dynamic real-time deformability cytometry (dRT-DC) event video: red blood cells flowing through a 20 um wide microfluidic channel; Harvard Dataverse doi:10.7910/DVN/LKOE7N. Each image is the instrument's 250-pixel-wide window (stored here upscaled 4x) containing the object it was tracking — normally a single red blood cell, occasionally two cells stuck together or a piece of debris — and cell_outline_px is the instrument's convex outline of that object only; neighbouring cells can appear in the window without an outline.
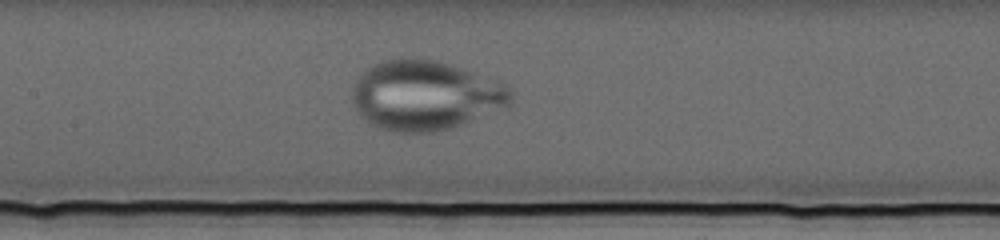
{"species": "human", "species_latin": "Homo sapiens", "temperature_condition": "cold", "stored_images_in_passage": 70, "camera_frame_rate_fps": 3000, "um_per_image_px": 0.085, "donor": {"sex": "female"}, "frame": {"image": 1, "passage_image": 33, "time_ms": 10.667, "image_size_px": [1000, 240], "cell_outline_px": [[512, 104], [504, 108], [452, 128], [432, 132], [392, 132], [380, 128], [372, 124], [360, 116], [352, 104], [352, 84], [372, 64], [384, 60], [412, 56], [416, 56], [436, 60], [452, 64], [508, 84], [512, 92]], "centroid_in_image_um": [36.15, 8.09], "position_along_channel_um": 171.2, "area_um2": 65.26}}
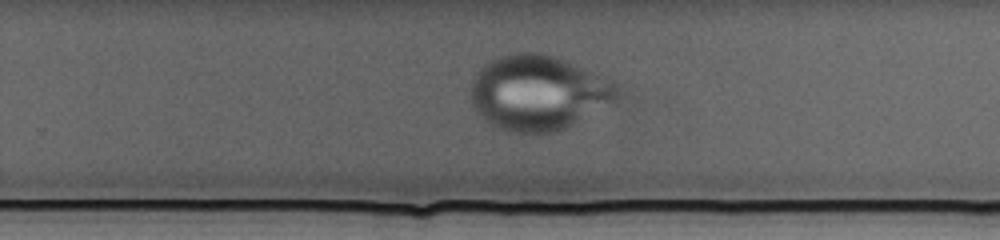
{"frame": {"image": 2, "passage_image": 45, "time_ms": 14.667, "image_size_px": [1000, 240], "cell_outline_px": [[620, 96], [616, 100], [572, 124], [564, 128], [552, 132], [508, 132], [496, 128], [484, 120], [476, 112], [472, 104], [472, 80], [476, 72], [488, 60], [496, 56], [508, 52], [540, 52], [556, 56], [600, 72], [620, 84]], "centroid_in_image_um": [45.78, 7.83], "position_along_channel_um": 284.0, "area_um2": 64.97}}
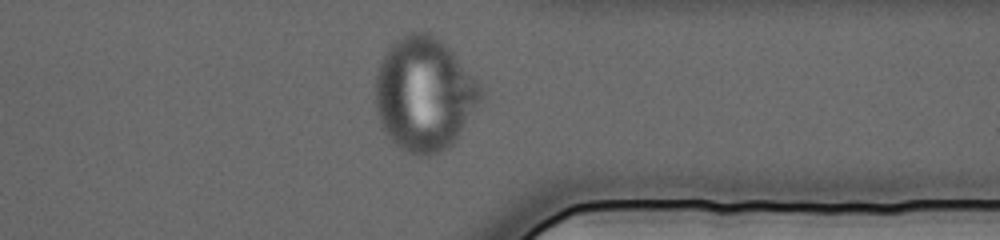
{"frame": {"image": 3, "passage_image": 55, "time_ms": 18.0, "image_size_px": [1000, 240], "cell_outline_px": [[484, 96], [452, 144], [448, 148], [432, 156], [412, 156], [404, 152], [388, 136], [380, 124], [376, 112], [376, 72], [380, 60], [388, 48], [396, 40], [408, 32], [428, 32], [440, 40], [456, 56], [480, 84], [484, 92]], "centroid_in_image_um": [36.05, 8.02], "position_along_channel_um": 375.4, "area_um2": 69.88}}